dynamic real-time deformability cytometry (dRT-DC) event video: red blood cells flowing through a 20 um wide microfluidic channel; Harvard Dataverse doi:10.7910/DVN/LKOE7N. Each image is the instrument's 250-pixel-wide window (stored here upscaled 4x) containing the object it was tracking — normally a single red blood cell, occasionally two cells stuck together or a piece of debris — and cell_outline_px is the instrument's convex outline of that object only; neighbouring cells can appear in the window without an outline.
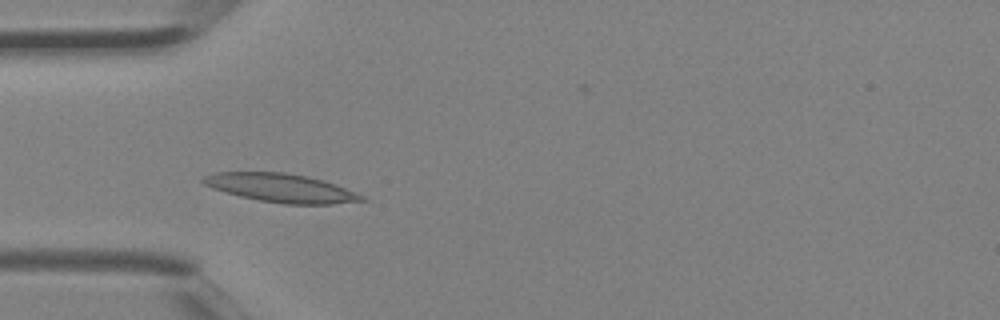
{"species": "Egyptian fruit bat (a non-hibernating species)", "species_latin": "Rousettus aegyptiacus", "temperature_condition": "room temperature", "stored_images_in_passage": 4, "camera_frame_rate_fps": 3000, "um_per_image_px": 0.085, "animal": {"sex": "female"}, "frame": {"image": 1, "passage_image": 3, "time_ms": 0.667, "image_size_px": [1000, 320], "cell_outline_px": [[368, 200], [332, 204], [284, 204], [260, 200], [240, 196], [212, 188], [204, 184], [200, 180], [204, 176], [216, 172], [284, 172], [308, 176], [344, 188], [364, 196]], "centroid_in_image_um": [23.85, 15.97], "position_along_channel_um": 61.1, "area_um2": 26.07}}
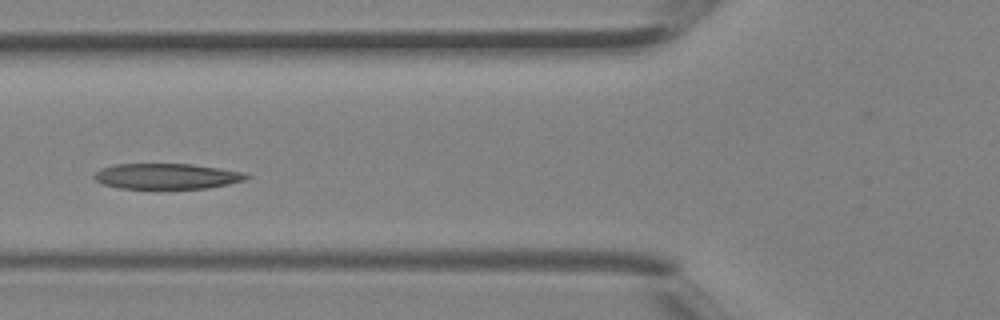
{"frame": {"image": 2, "passage_image": 4, "time_ms": 1.0, "image_size_px": [1000, 320], "cell_outline_px": [[252, 176], [244, 180], [228, 184], [208, 188], [120, 188], [104, 184], [96, 180], [92, 176], [100, 168], [116, 164], [192, 164], [248, 172]], "centroid_in_image_um": [14.22, 14.97], "position_along_channel_um": 111.6, "area_um2": 22.72}}